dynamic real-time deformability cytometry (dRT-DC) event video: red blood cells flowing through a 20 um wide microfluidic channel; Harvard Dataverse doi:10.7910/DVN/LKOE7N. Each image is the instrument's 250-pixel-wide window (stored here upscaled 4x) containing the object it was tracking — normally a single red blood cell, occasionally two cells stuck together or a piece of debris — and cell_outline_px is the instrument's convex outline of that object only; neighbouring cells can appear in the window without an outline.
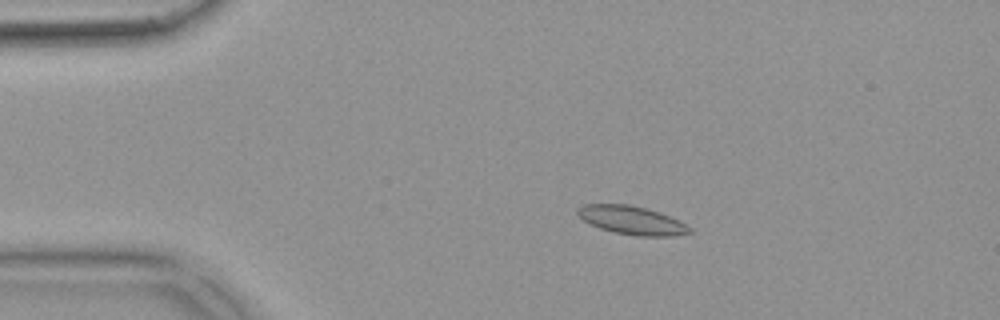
{"species": "common noctule bat (a hibernating species)", "species_latin": "Nyctalus noctula", "temperature_condition": "warm", "stored_images_in_passage": 48, "camera_frame_rate_fps": 3000, "um_per_image_px": 0.085, "animal": {"sex": "female", "body_mass_g": 18.4}, "frame": {"image": 1, "passage_image": 5, "time_ms": 1.333, "image_size_px": [1000, 320], "cell_outline_px": [[692, 232], [672, 236], [636, 236], [616, 232], [600, 228], [584, 220], [576, 212], [576, 208], [584, 204], [628, 204], [660, 212], [680, 220], [692, 228]], "centroid_in_image_um": [53.74, 18.72], "position_along_channel_um": 31.3, "area_um2": 18.5}}
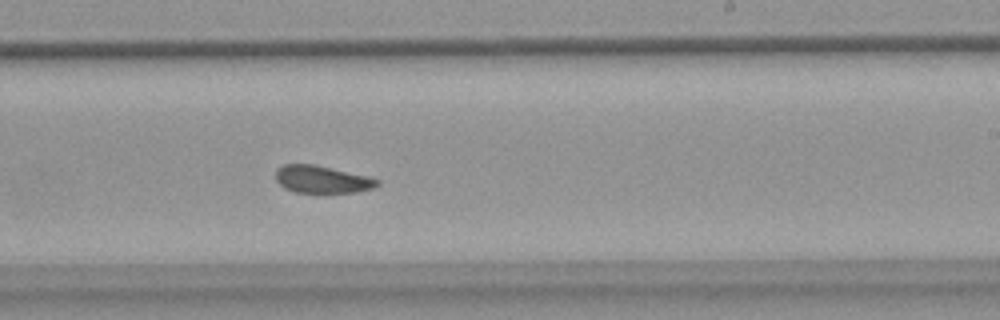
{"frame": {"image": 2, "passage_image": 27, "time_ms": 8.667, "image_size_px": [1000, 320], "cell_outline_px": [[380, 184], [372, 188], [356, 192], [296, 192], [284, 188], [276, 180], [276, 168], [284, 164], [316, 164], [368, 176], [380, 180]], "centroid_in_image_um": [27.37, 15.23], "position_along_channel_um": 261.6, "area_um2": 16.24}}
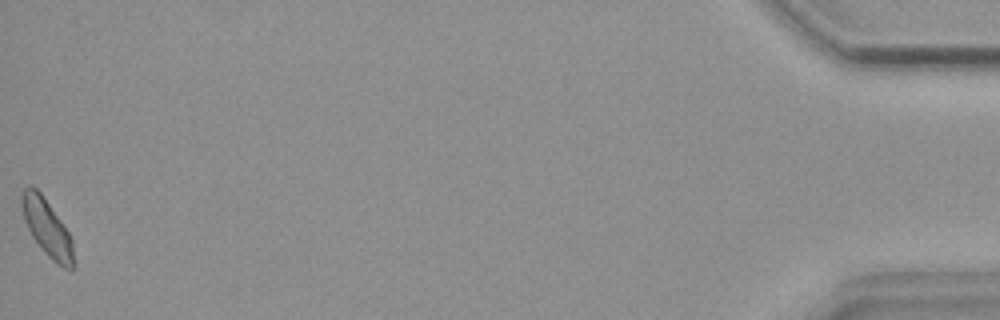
{"frame": {"image": 3, "passage_image": 48, "time_ms": 15.667, "image_size_px": [1000, 320], "cell_outline_px": [[76, 268], [72, 272], [64, 268], [52, 260], [44, 252], [32, 236], [24, 220], [20, 200], [20, 196], [24, 188], [32, 184], [40, 192], [60, 220], [68, 232], [72, 240], [76, 264]], "centroid_in_image_um": [4.02, 19.42], "position_along_channel_um": 431.2, "area_um2": 17.4}, "authors_computed_cell_mechanics": {"area_um2": 17.2822, "velocity_mm_per_s": 3.8161, "shape_relaxation_time_tau1_ms": null, "shape_relaxation_time_tau2_ms": 2.0987, "deformation_change_tau1": null, "deformation_change_tau2": 0.0651}}